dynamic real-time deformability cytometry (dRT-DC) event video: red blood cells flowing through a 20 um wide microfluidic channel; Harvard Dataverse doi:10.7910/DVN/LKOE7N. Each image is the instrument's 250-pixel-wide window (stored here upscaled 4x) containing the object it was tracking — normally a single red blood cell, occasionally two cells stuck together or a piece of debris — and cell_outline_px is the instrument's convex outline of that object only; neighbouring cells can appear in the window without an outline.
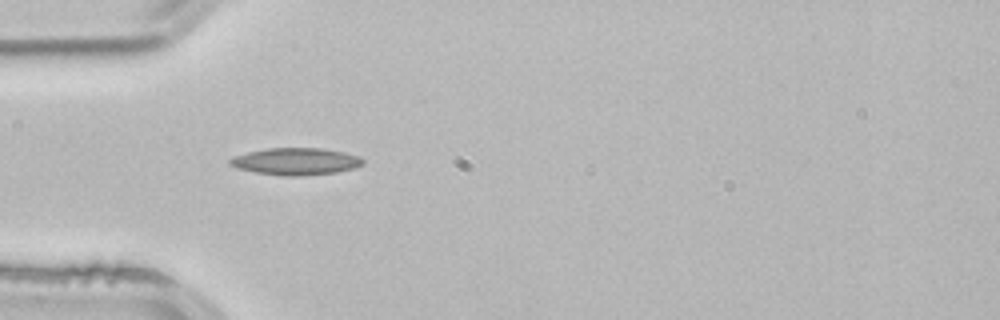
{"species": "common noctule bat (a hibernating species)", "species_latin": "Nyctalus noctula", "temperature_condition": "room temperature", "stored_images_in_passage": 2, "camera_frame_rate_fps": 3000, "um_per_image_px": 0.085, "animal": {"sex": "male", "body_mass_g": 21.5, "forearm_length_mm": 52.0}, "frame": {"image": 1, "passage_image": 2, "time_ms": 0.333, "image_size_px": [1000, 320], "cell_outline_px": [[364, 164], [356, 168], [336, 172], [304, 176], [284, 176], [256, 172], [236, 168], [228, 164], [228, 160], [232, 156], [248, 152], [268, 148], [320, 148], [344, 152], [360, 156], [364, 160]], "centroid_in_image_um": [25.15, 13.72], "position_along_channel_um": 59.9, "area_um2": 21.15}}